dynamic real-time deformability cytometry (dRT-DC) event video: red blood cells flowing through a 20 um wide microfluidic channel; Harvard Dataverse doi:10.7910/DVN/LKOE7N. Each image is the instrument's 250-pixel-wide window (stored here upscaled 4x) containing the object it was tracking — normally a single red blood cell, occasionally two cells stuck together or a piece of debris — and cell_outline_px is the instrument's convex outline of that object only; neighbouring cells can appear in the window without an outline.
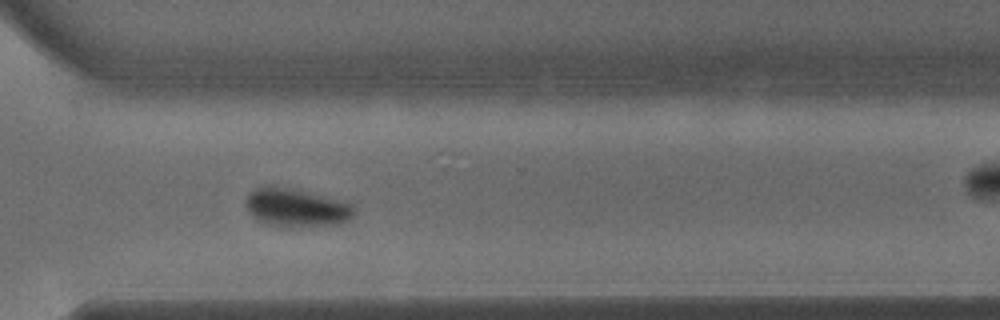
{"species": "common noctule bat (a hibernating species)", "species_latin": "Nyctalus noctula", "temperature_condition": "warm", "stored_images_in_passage": 22, "camera_frame_rate_fps": 3000, "um_per_image_px": 0.085, "animal": {"sex": "male", "body_mass_g": 15.6}, "frame": {"image": 1, "passage_image": 19, "time_ms": 6.0, "image_size_px": [1000, 320], "cell_outline_px": [[356, 212], [348, 220], [340, 224], [292, 228], [288, 228], [268, 224], [256, 220], [248, 212], [248, 192], [256, 188], [272, 184], [340, 200], [352, 204], [356, 208]], "centroid_in_image_um": [25.19, 17.67], "position_along_channel_um": 345.4, "area_um2": 24.39}}